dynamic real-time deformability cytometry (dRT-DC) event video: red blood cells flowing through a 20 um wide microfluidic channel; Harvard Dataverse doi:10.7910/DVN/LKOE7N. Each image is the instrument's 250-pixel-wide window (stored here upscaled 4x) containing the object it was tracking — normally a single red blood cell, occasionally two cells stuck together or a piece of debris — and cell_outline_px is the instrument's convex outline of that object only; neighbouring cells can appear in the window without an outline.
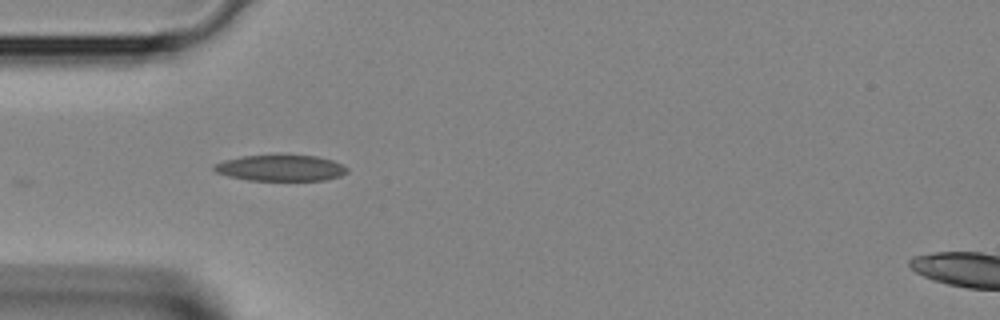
{"species": "Egyptian fruit bat (a non-hibernating species)", "species_latin": "Rousettus aegyptiacus", "temperature_condition": "room temperature", "stored_images_in_passage": 24, "camera_frame_rate_fps": 3000, "um_per_image_px": 0.085, "animal": {"sex": "female"}, "frame": {"image": 1, "passage_image": 1, "time_ms": 0.0, "image_size_px": [1000, 320], "cell_outline_px": [[348, 172], [340, 176], [324, 180], [248, 180], [228, 176], [216, 172], [212, 168], [212, 164], [224, 160], [240, 156], [280, 152], [316, 156], [332, 160], [348, 168]], "centroid_in_image_um": [23.81, 14.23], "position_along_channel_um": 61.2, "area_um2": 21.1}}
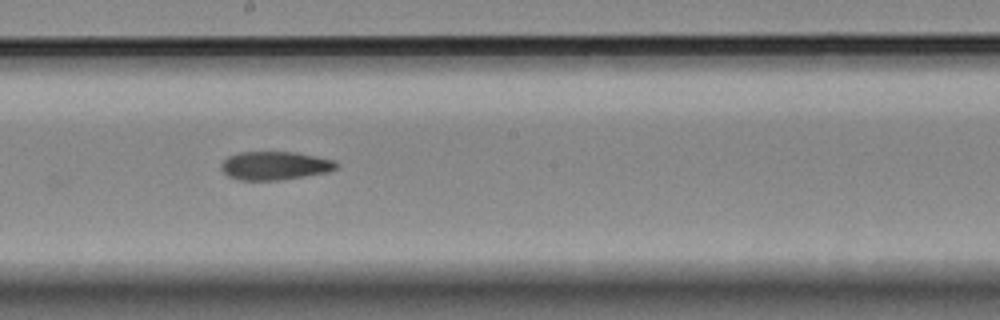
{"frame": {"image": 2, "passage_image": 11, "time_ms": 3.333, "image_size_px": [1000, 320], "cell_outline_px": [[340, 164], [336, 168], [328, 172], [304, 176], [276, 180], [240, 180], [228, 176], [220, 168], [220, 164], [228, 156], [240, 152], [296, 152], [336, 160]], "centroid_in_image_um": [23.38, 14.07], "position_along_channel_um": 224.8, "area_um2": 19.13}}
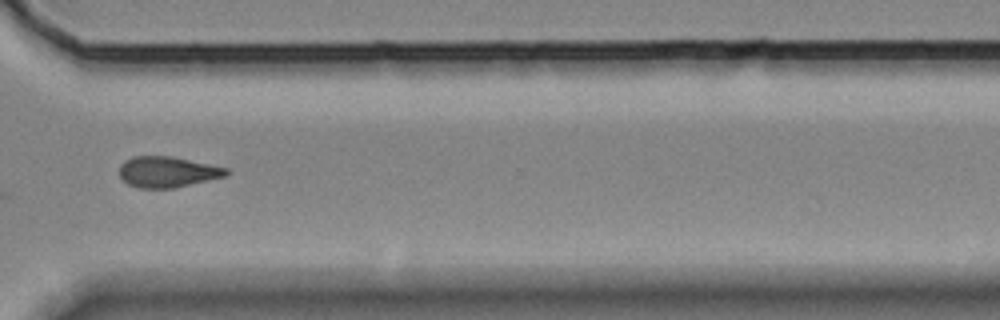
{"frame": {"image": 3, "passage_image": 19, "time_ms": 6.0, "image_size_px": [1000, 320], "cell_outline_px": [[228, 172], [224, 176], [176, 188], [140, 188], [128, 184], [120, 176], [120, 164], [124, 160], [132, 156], [168, 156], [228, 168]], "centroid_in_image_um": [14.18, 14.61], "position_along_channel_um": 356.4, "area_um2": 18.96}}